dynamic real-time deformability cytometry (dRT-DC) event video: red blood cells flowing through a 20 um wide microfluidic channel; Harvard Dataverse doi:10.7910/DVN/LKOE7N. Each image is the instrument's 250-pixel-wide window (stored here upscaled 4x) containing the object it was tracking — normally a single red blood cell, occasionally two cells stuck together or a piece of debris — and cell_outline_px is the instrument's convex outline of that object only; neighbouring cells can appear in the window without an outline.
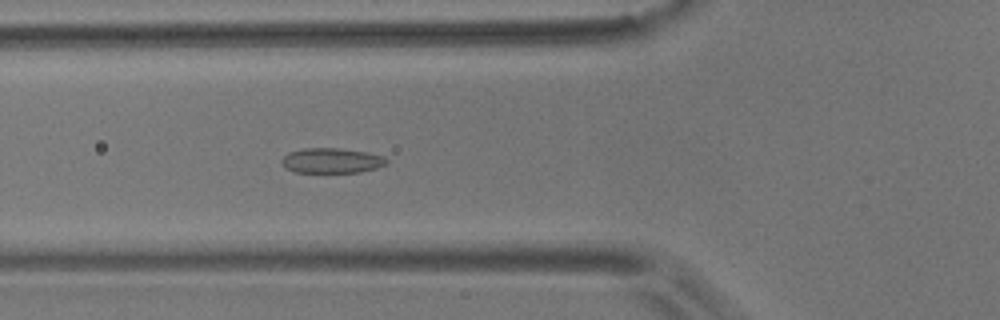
{"species": "common noctule bat (a hibernating species)", "species_latin": "Nyctalus noctula", "temperature_condition": "room temperature", "stored_images_in_passage": 43, "camera_frame_rate_fps": 3000, "um_per_image_px": 0.085, "animal": {"sex": "male", "body_mass_g": 17.9}, "frame": {"image": 1, "passage_image": 7, "time_ms": 2.0, "image_size_px": [1000, 320], "cell_outline_px": [[388, 164], [376, 168], [360, 172], [296, 172], [288, 168], [280, 160], [288, 152], [304, 148], [340, 148], [364, 152], [384, 156], [388, 160]], "centroid_in_image_um": [28.22, 13.64], "position_along_channel_um": 97.6, "area_um2": 15.2}}
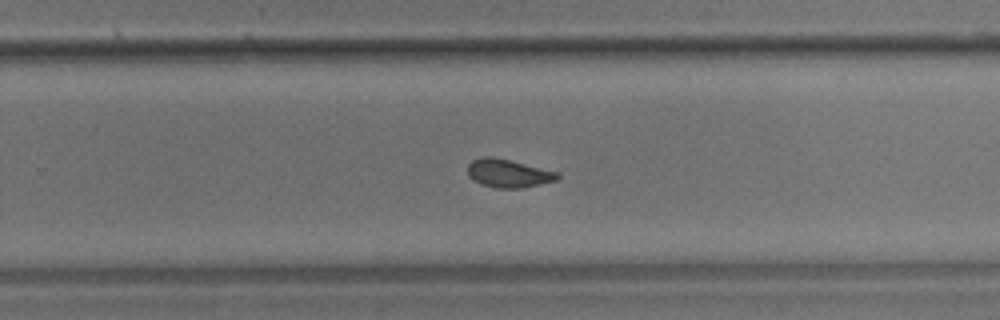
{"frame": {"image": 2, "passage_image": 23, "time_ms": 7.333, "image_size_px": [1000, 320], "cell_outline_px": [[560, 176], [556, 180], [540, 184], [520, 188], [496, 188], [480, 184], [472, 180], [468, 176], [468, 164], [472, 160], [480, 156], [492, 156], [560, 172]], "centroid_in_image_um": [43.18, 14.73], "position_along_channel_um": 286.6, "area_um2": 14.91}}
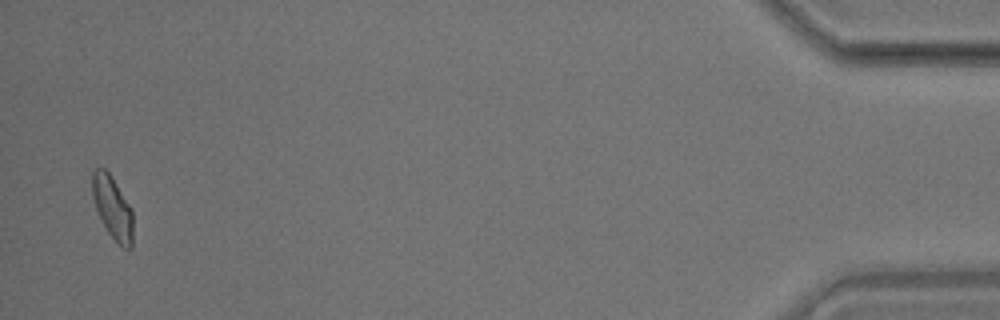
{"frame": {"image": 3, "passage_image": 42, "time_ms": 13.667, "image_size_px": [1000, 320], "cell_outline_px": [[132, 248], [124, 248], [108, 232], [96, 208], [92, 196], [92, 172], [96, 168], [104, 168], [108, 172], [132, 208]], "centroid_in_image_um": [9.56, 17.62], "position_along_channel_um": 425.6, "area_um2": 14.51}, "authors_computed_cell_mechanics": {"area_um2": 14.8546, "velocity_mm_per_s": 3.5377, "shape_relaxation_time_tau1_ms": 8.626, "shape_relaxation_time_tau2_ms": 2.3504, "deformation_change_tau1": 0.1336, "deformation_change_tau2": 0.0834}}